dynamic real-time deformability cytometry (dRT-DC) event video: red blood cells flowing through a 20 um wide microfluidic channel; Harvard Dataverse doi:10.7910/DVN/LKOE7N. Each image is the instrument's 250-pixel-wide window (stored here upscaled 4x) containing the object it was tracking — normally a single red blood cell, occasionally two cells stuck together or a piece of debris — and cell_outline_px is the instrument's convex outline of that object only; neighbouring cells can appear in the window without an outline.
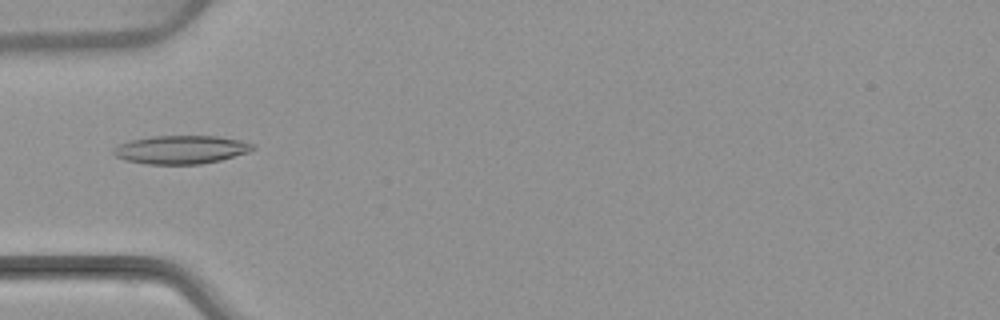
{"species": "common noctule bat (a hibernating species)", "species_latin": "Nyctalus noctula", "temperature_condition": "warm", "stored_images_in_passage": 4, "camera_frame_rate_fps": 3000, "um_per_image_px": 0.085, "animal": {"sex": "female", "body_mass_g": 22.7, "forearm_length_mm": 54.2}, "frame": {"image": 1, "passage_image": 4, "time_ms": 5.333, "image_size_px": [1000, 320], "cell_outline_px": [[256, 148], [248, 152], [220, 160], [200, 164], [148, 164], [124, 160], [116, 156], [112, 152], [112, 148], [120, 144], [132, 140], [152, 136], [216, 136], [240, 140], [256, 144]], "centroid_in_image_um": [15.4, 12.72], "position_along_channel_um": 69.6, "area_um2": 23.0}}